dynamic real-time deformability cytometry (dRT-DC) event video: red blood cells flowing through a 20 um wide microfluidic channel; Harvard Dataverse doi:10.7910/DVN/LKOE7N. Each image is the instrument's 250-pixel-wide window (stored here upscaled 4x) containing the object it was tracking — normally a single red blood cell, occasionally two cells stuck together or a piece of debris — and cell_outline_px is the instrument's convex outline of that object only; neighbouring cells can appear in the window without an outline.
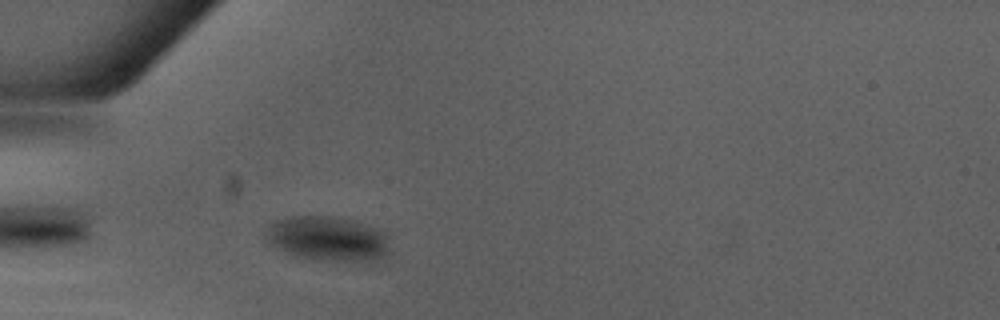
{"species": "Egyptian fruit bat (a non-hibernating species)", "species_latin": "Rousettus aegyptiacus", "temperature_condition": "warm", "stored_images_in_passage": 37, "camera_frame_rate_fps": 3000, "um_per_image_px": 0.085, "animal": {"sex": "male"}, "frame": {"image": 1, "passage_image": 4, "time_ms": 1.0, "image_size_px": [1000, 320], "cell_outline_px": [[396, 260], [312, 260], [292, 256], [272, 244], [264, 236], [264, 232], [276, 220], [292, 216], [328, 216], [352, 220], [376, 228], [384, 232]], "centroid_in_image_um": [27.96, 20.32], "position_along_channel_um": 57.0, "area_um2": 32.83}}
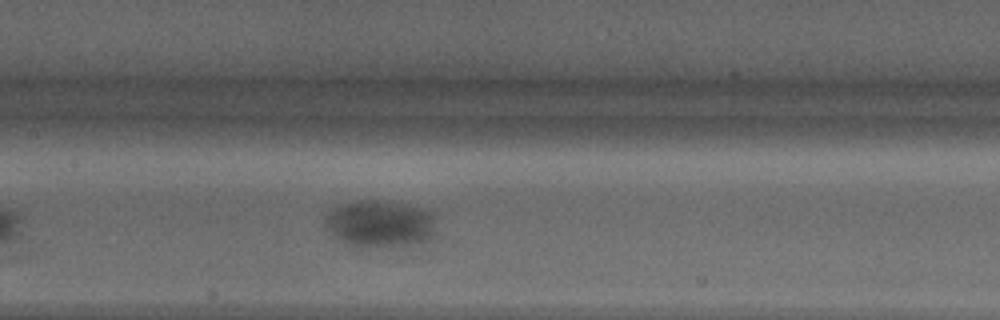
{"frame": {"image": 2, "passage_image": 13, "time_ms": 4.0, "image_size_px": [1000, 320], "cell_outline_px": [[432, 236], [428, 240], [404, 244], [352, 244], [344, 240], [332, 232], [328, 224], [328, 216], [336, 208], [348, 204], [400, 204], [432, 212]], "centroid_in_image_um": [32.38, 19.04], "position_along_channel_um": 175.0, "area_um2": 26.7}}
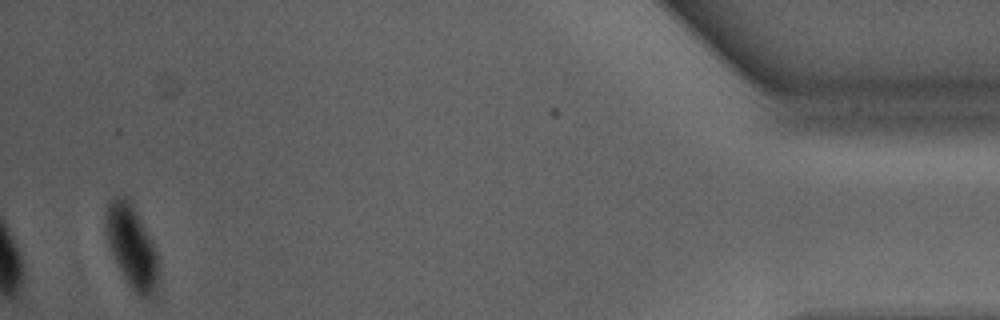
{"frame": {"image": 3, "passage_image": 36, "time_ms": 11.667, "image_size_px": [1000, 320], "cell_outline_px": [[160, 276], [152, 300], [140, 300], [128, 284], [112, 252], [108, 240], [104, 224], [104, 220], [108, 204], [116, 196], [128, 196], [152, 240], [160, 260]], "centroid_in_image_um": [11.26, 21.03], "position_along_channel_um": 423.9, "area_um2": 25.84}, "authors_computed_cell_mechanics": {"area_um2": 26.299, "velocity_mm_per_s": 4.2641, "shape_relaxation_time_tau1_ms": 4.5768, "shape_relaxation_time_tau2_ms": null, "deformation_change_tau1": 0.1053, "deformation_change_tau2": null}}